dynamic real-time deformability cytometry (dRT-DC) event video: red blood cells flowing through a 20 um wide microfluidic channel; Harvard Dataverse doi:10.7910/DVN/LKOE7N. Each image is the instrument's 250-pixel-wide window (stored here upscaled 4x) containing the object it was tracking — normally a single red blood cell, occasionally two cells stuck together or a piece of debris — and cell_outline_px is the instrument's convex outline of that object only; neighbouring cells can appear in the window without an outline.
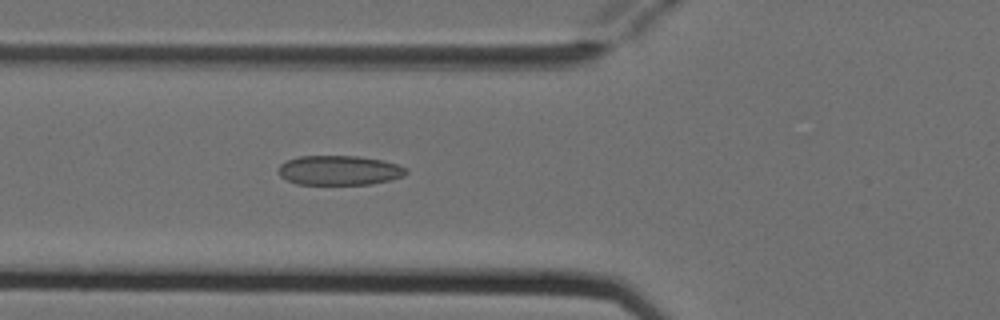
{"species": "Egyptian fruit bat (a non-hibernating species)", "species_latin": "Rousettus aegyptiacus", "temperature_condition": "cold", "stored_images_in_passage": 3, "camera_frame_rate_fps": 3000, "um_per_image_px": 0.085, "animal": {"sex": "female"}, "frame": {"image": 1, "passage_image": 3, "time_ms": 0.667, "image_size_px": [1000, 320], "cell_outline_px": [[408, 172], [404, 176], [372, 184], [296, 184], [280, 176], [280, 164], [288, 160], [300, 156], [356, 156], [380, 160], [396, 164], [408, 168]], "centroid_in_image_um": [28.86, 14.48], "position_along_channel_um": 96.9, "area_um2": 21.79}}